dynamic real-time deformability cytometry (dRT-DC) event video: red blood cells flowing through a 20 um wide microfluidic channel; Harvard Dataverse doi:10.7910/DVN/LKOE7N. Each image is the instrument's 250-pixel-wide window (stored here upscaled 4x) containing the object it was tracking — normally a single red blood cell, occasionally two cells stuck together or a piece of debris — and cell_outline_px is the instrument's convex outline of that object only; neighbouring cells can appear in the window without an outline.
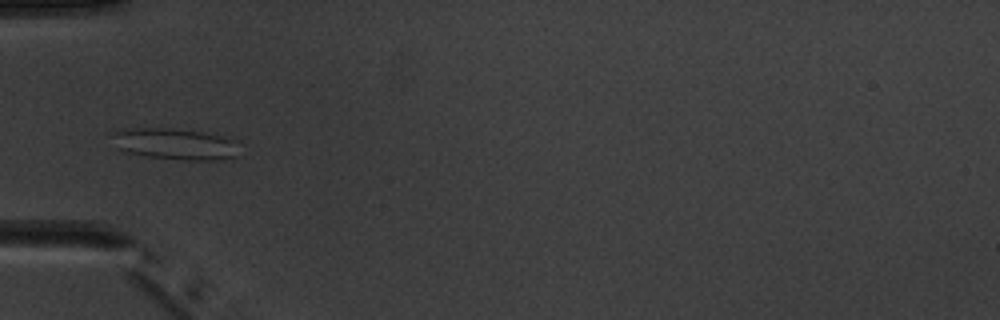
{"species": "common noctule bat (a hibernating species)", "species_latin": "Nyctalus noctula", "temperature_condition": "warm", "stored_images_in_passage": 6, "camera_frame_rate_fps": 3000, "um_per_image_px": 0.085, "animal": {"sex": "male", "body_mass_g": 20.1, "forearm_length_mm": 53.5}, "frame": {"image": 1, "passage_image": 6, "time_ms": 5.667, "image_size_px": [1000, 320], "cell_outline_px": [[236, 156], [216, 160], [180, 160], [144, 156], [128, 152], [116, 148], [108, 132], [124, 128], [172, 128], [216, 132], [236, 140]], "centroid_in_image_um": [14.84, 12.2], "position_along_channel_um": 70.2, "area_um2": 24.04}}